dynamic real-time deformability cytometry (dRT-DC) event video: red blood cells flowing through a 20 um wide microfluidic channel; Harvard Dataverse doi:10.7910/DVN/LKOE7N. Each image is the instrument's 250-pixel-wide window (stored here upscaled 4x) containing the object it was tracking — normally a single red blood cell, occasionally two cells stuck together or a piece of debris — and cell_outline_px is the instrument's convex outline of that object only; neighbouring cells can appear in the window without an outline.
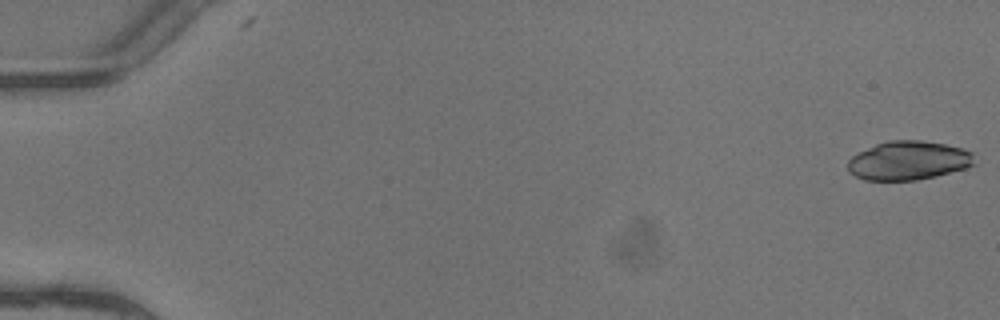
{"species": "common noctule bat (a hibernating species)", "species_latin": "Nyctalus noctula", "temperature_condition": "warm", "stored_images_in_passage": 6, "camera_frame_rate_fps": 3000, "um_per_image_px": 0.085, "animal": {"sex": "female"}, "frame": {"image": 1, "passage_image": 1, "time_ms": 0.0, "image_size_px": [1000, 320], "cell_outline_px": [[976, 164], [964, 168], [936, 176], [916, 180], [864, 180], [848, 172], [848, 160], [852, 156], [876, 144], [888, 140], [920, 140], [944, 144], [960, 148], [972, 152]], "centroid_in_image_um": [77.21, 13.65], "position_along_channel_um": 7.8, "area_um2": 28.55}}
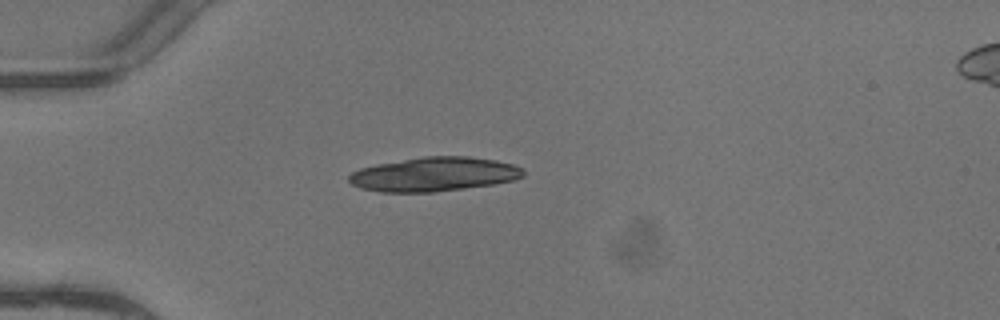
{"frame": {"image": 2, "passage_image": 5, "time_ms": 1.333, "image_size_px": [1000, 320], "cell_outline_px": [[524, 176], [516, 180], [492, 184], [436, 192], [380, 192], [360, 188], [352, 184], [348, 180], [348, 176], [352, 172], [360, 168], [376, 164], [424, 156], [468, 156], [496, 160], [512, 164], [524, 168]], "centroid_in_image_um": [36.9, 14.81], "position_along_channel_um": 48.1, "area_um2": 34.85}}